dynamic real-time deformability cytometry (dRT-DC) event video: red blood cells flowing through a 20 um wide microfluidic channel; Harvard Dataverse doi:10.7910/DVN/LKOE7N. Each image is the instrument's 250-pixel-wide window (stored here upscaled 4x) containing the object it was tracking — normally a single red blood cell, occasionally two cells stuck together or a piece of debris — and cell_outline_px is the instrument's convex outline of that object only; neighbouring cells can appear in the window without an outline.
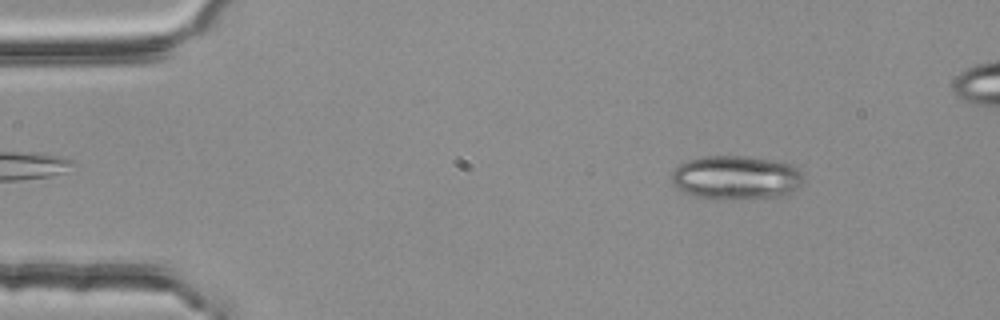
{"species": "common noctule bat (a hibernating species)", "species_latin": "Nyctalus noctula", "temperature_condition": "room temperature", "stored_images_in_passage": 33, "camera_frame_rate_fps": 3000, "um_per_image_px": 0.085, "animal": {"sex": "female", "body_mass_g": 25.1}, "frame": {"image": 1, "passage_image": 2, "time_ms": 0.333, "image_size_px": [1000, 320], "cell_outline_px": [[804, 184], [780, 196], [728, 200], [712, 200], [696, 196], [684, 192], [676, 188], [672, 184], [672, 172], [684, 160], [704, 156], [744, 156], [768, 160], [788, 164], [796, 168], [804, 176]], "centroid_in_image_um": [62.51, 15.11], "position_along_channel_um": 22.5, "area_um2": 33.87}}
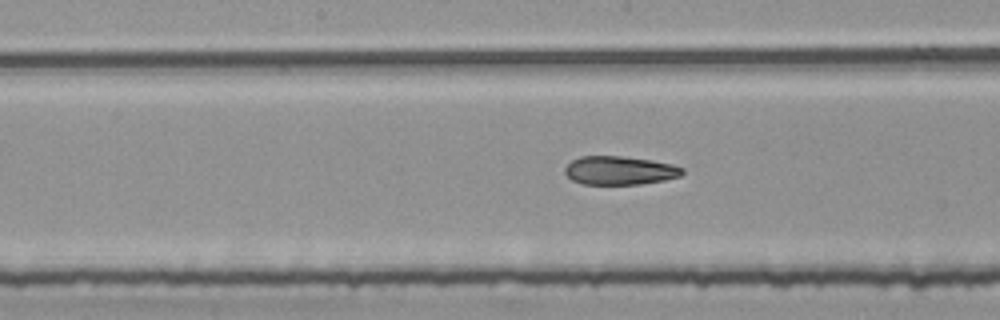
{"frame": {"image": 2, "passage_image": 22, "time_ms": 7.0, "image_size_px": [1000, 320], "cell_outline_px": [[684, 172], [680, 176], [664, 180], [640, 184], [584, 184], [572, 180], [564, 172], [564, 168], [572, 160], [580, 156], [620, 156], [652, 160], [672, 164], [684, 168]], "centroid_in_image_um": [52.67, 14.48], "position_along_channel_um": 195.5, "area_um2": 19.54}}
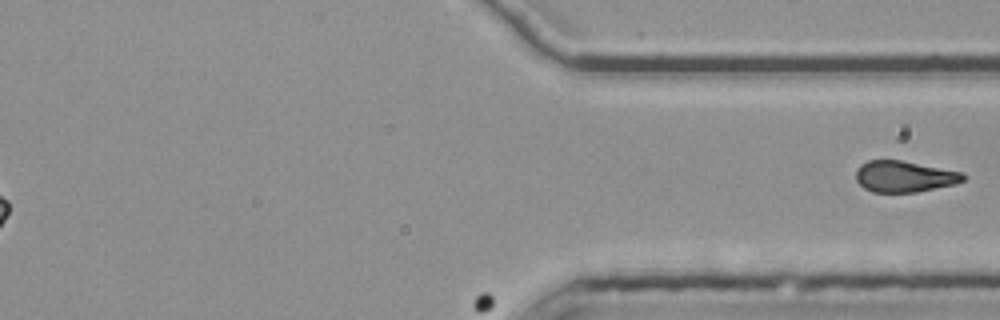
{"frame": {"image": 3, "passage_image": 33, "time_ms": 10.667, "image_size_px": [1000, 320], "cell_outline_px": [[964, 180], [956, 184], [916, 192], [872, 192], [864, 188], [856, 180], [856, 168], [860, 164], [868, 160], [900, 160], [964, 172]], "centroid_in_image_um": [76.85, 15.0], "position_along_channel_um": 334.5, "area_um2": 19.59}}